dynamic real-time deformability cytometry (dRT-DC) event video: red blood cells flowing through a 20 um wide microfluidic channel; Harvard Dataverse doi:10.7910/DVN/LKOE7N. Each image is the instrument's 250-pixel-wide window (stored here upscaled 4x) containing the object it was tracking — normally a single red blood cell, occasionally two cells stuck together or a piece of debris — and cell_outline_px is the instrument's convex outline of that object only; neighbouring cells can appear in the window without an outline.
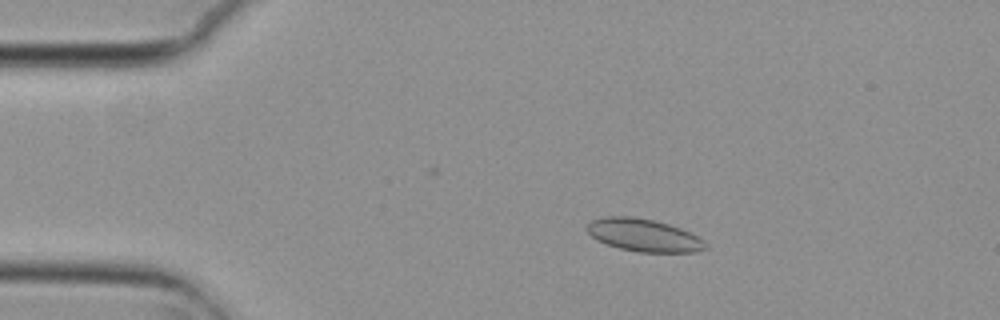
{"species": "common noctule bat (a hibernating species)", "species_latin": "Nyctalus noctula", "temperature_condition": "cold", "stored_images_in_passage": 47, "camera_frame_rate_fps": 3000, "um_per_image_px": 0.085, "animal": {"sex": "female", "body_mass_g": 29.2, "forearm_length_mm": 56.3}, "frame": {"image": 1, "passage_image": 10, "time_ms": 3.0, "image_size_px": [1000, 320], "cell_outline_px": [[708, 248], [696, 252], [640, 252], [620, 248], [596, 240], [584, 228], [592, 220], [604, 216], [632, 216], [656, 220], [680, 228], [704, 240], [708, 244]], "centroid_in_image_um": [54.72, 19.98], "position_along_channel_um": 30.3, "area_um2": 22.6}}
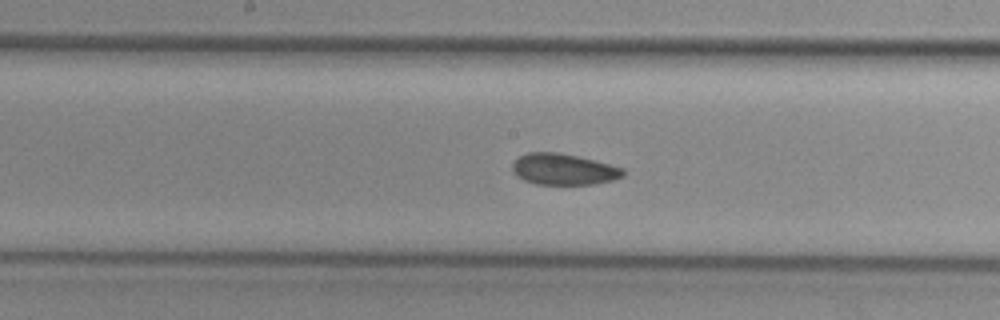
{"frame": {"image": 2, "passage_image": 28, "time_ms": 9.0, "image_size_px": [1000, 320], "cell_outline_px": [[624, 176], [612, 180], [592, 184], [536, 184], [524, 180], [516, 176], [512, 172], [512, 164], [520, 156], [528, 152], [556, 152], [596, 160], [624, 168]], "centroid_in_image_um": [47.9, 14.39], "position_along_channel_um": 200.3, "area_um2": 20.11}}
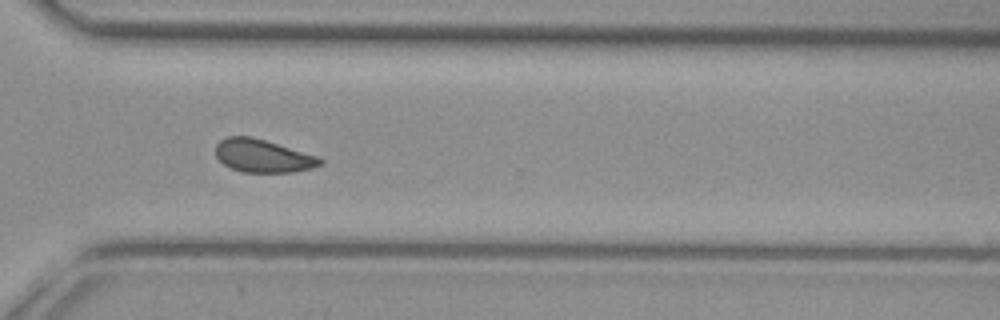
{"frame": {"image": 3, "passage_image": 40, "time_ms": 13.0, "image_size_px": [1000, 320], "cell_outline_px": [[324, 164], [312, 168], [292, 172], [240, 172], [224, 164], [216, 156], [216, 144], [220, 140], [228, 136], [252, 136], [320, 156], [324, 160]], "centroid_in_image_um": [22.39, 13.24], "position_along_channel_um": 348.2, "area_um2": 20.29}, "authors_computed_cell_mechanics": {"area_um2": 20.9236, "velocity_mm_per_s": 3.6983, "shape_relaxation_time_tau1_ms": null, "shape_relaxation_time_tau2_ms": 2.4656, "deformation_change_tau1": null, "deformation_change_tau2": 0.0683}}